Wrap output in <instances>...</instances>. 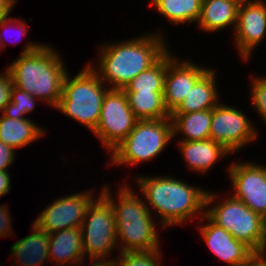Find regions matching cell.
Masks as SVG:
<instances>
[{
	"mask_svg": "<svg viewBox=\"0 0 266 266\" xmlns=\"http://www.w3.org/2000/svg\"><path fill=\"white\" fill-rule=\"evenodd\" d=\"M162 249L150 251L119 252L115 261L117 266H163Z\"/></svg>",
	"mask_w": 266,
	"mask_h": 266,
	"instance_id": "4316f807",
	"label": "cell"
},
{
	"mask_svg": "<svg viewBox=\"0 0 266 266\" xmlns=\"http://www.w3.org/2000/svg\"><path fill=\"white\" fill-rule=\"evenodd\" d=\"M157 13L175 26L196 25L202 8V0H155L152 4Z\"/></svg>",
	"mask_w": 266,
	"mask_h": 266,
	"instance_id": "603a6c76",
	"label": "cell"
},
{
	"mask_svg": "<svg viewBox=\"0 0 266 266\" xmlns=\"http://www.w3.org/2000/svg\"><path fill=\"white\" fill-rule=\"evenodd\" d=\"M172 140L171 118L138 120L128 136L109 153L107 166L132 168L151 162L164 152Z\"/></svg>",
	"mask_w": 266,
	"mask_h": 266,
	"instance_id": "52a82bcc",
	"label": "cell"
},
{
	"mask_svg": "<svg viewBox=\"0 0 266 266\" xmlns=\"http://www.w3.org/2000/svg\"><path fill=\"white\" fill-rule=\"evenodd\" d=\"M36 101L39 102L33 95L13 86L11 101L4 107L2 114L13 119L28 118L26 115L31 114L38 104Z\"/></svg>",
	"mask_w": 266,
	"mask_h": 266,
	"instance_id": "484cf974",
	"label": "cell"
},
{
	"mask_svg": "<svg viewBox=\"0 0 266 266\" xmlns=\"http://www.w3.org/2000/svg\"><path fill=\"white\" fill-rule=\"evenodd\" d=\"M167 52L149 69L139 73L124 88V92H164Z\"/></svg>",
	"mask_w": 266,
	"mask_h": 266,
	"instance_id": "d4e9b609",
	"label": "cell"
},
{
	"mask_svg": "<svg viewBox=\"0 0 266 266\" xmlns=\"http://www.w3.org/2000/svg\"><path fill=\"white\" fill-rule=\"evenodd\" d=\"M3 51V44H2V40L0 38V52Z\"/></svg>",
	"mask_w": 266,
	"mask_h": 266,
	"instance_id": "8d00e7d4",
	"label": "cell"
},
{
	"mask_svg": "<svg viewBox=\"0 0 266 266\" xmlns=\"http://www.w3.org/2000/svg\"><path fill=\"white\" fill-rule=\"evenodd\" d=\"M11 29H13V31H10ZM9 32H15V34L18 33V34L21 35V36H19L17 34L19 36V38L21 37L20 40H18V39L16 40V38L15 37L13 38V36L11 35L12 36L11 38L14 39L13 40L14 45H16V44L19 43V41H21L23 39V37H26L27 38V34H28L27 32H29L28 31V23H26V20L24 21L21 18H16V17H13V16L10 17V15L7 18L3 19L0 22V38L2 40L3 49L6 48L7 45H8V42L6 43V41L7 40L10 41V39H11L10 37H9V39L7 37V35L9 34ZM17 35H16V37H17ZM11 41H12V39H11Z\"/></svg>",
	"mask_w": 266,
	"mask_h": 266,
	"instance_id": "f1b7e54d",
	"label": "cell"
},
{
	"mask_svg": "<svg viewBox=\"0 0 266 266\" xmlns=\"http://www.w3.org/2000/svg\"><path fill=\"white\" fill-rule=\"evenodd\" d=\"M137 121L123 89H109L103 98L98 125L92 133L110 153L128 136Z\"/></svg>",
	"mask_w": 266,
	"mask_h": 266,
	"instance_id": "9c48e42d",
	"label": "cell"
},
{
	"mask_svg": "<svg viewBox=\"0 0 266 266\" xmlns=\"http://www.w3.org/2000/svg\"><path fill=\"white\" fill-rule=\"evenodd\" d=\"M133 178L145 205L154 217L157 216L156 219H159L157 222L164 229L183 226L184 223L197 218L199 220L205 214L209 189L197 187L168 174L162 176L140 174Z\"/></svg>",
	"mask_w": 266,
	"mask_h": 266,
	"instance_id": "7a4b0ae2",
	"label": "cell"
},
{
	"mask_svg": "<svg viewBox=\"0 0 266 266\" xmlns=\"http://www.w3.org/2000/svg\"><path fill=\"white\" fill-rule=\"evenodd\" d=\"M250 266H266V250L254 252Z\"/></svg>",
	"mask_w": 266,
	"mask_h": 266,
	"instance_id": "e575fe53",
	"label": "cell"
},
{
	"mask_svg": "<svg viewBox=\"0 0 266 266\" xmlns=\"http://www.w3.org/2000/svg\"><path fill=\"white\" fill-rule=\"evenodd\" d=\"M149 32L130 39H118V42L103 41L100 44L96 56L98 59L89 61L88 65L109 89H123L170 49V42L166 41L163 32Z\"/></svg>",
	"mask_w": 266,
	"mask_h": 266,
	"instance_id": "6da1fadb",
	"label": "cell"
},
{
	"mask_svg": "<svg viewBox=\"0 0 266 266\" xmlns=\"http://www.w3.org/2000/svg\"><path fill=\"white\" fill-rule=\"evenodd\" d=\"M45 128L28 118L13 119L0 114V141L15 150L44 138Z\"/></svg>",
	"mask_w": 266,
	"mask_h": 266,
	"instance_id": "44dd1931",
	"label": "cell"
},
{
	"mask_svg": "<svg viewBox=\"0 0 266 266\" xmlns=\"http://www.w3.org/2000/svg\"><path fill=\"white\" fill-rule=\"evenodd\" d=\"M49 260L55 266H79L84 256L81 228L63 229L49 234Z\"/></svg>",
	"mask_w": 266,
	"mask_h": 266,
	"instance_id": "ac0fdd59",
	"label": "cell"
},
{
	"mask_svg": "<svg viewBox=\"0 0 266 266\" xmlns=\"http://www.w3.org/2000/svg\"><path fill=\"white\" fill-rule=\"evenodd\" d=\"M90 261L88 263L89 265L87 266H117V263L113 257L112 259H94ZM84 264L85 263L82 262L79 266H83Z\"/></svg>",
	"mask_w": 266,
	"mask_h": 266,
	"instance_id": "d590c367",
	"label": "cell"
},
{
	"mask_svg": "<svg viewBox=\"0 0 266 266\" xmlns=\"http://www.w3.org/2000/svg\"><path fill=\"white\" fill-rule=\"evenodd\" d=\"M85 259H112L118 250L116 222L110 202L100 193L88 206L80 227Z\"/></svg>",
	"mask_w": 266,
	"mask_h": 266,
	"instance_id": "ba28073f",
	"label": "cell"
},
{
	"mask_svg": "<svg viewBox=\"0 0 266 266\" xmlns=\"http://www.w3.org/2000/svg\"><path fill=\"white\" fill-rule=\"evenodd\" d=\"M16 156L14 148L0 141V171L10 169L15 163Z\"/></svg>",
	"mask_w": 266,
	"mask_h": 266,
	"instance_id": "1f68e13d",
	"label": "cell"
},
{
	"mask_svg": "<svg viewBox=\"0 0 266 266\" xmlns=\"http://www.w3.org/2000/svg\"><path fill=\"white\" fill-rule=\"evenodd\" d=\"M266 74L264 75H253L250 76V89L248 95L252 108L259 115L262 123L266 125ZM264 121V122H263Z\"/></svg>",
	"mask_w": 266,
	"mask_h": 266,
	"instance_id": "83f0119b",
	"label": "cell"
},
{
	"mask_svg": "<svg viewBox=\"0 0 266 266\" xmlns=\"http://www.w3.org/2000/svg\"><path fill=\"white\" fill-rule=\"evenodd\" d=\"M0 72V113H2L4 107L11 101V92L14 85L11 74L6 69Z\"/></svg>",
	"mask_w": 266,
	"mask_h": 266,
	"instance_id": "f546056e",
	"label": "cell"
},
{
	"mask_svg": "<svg viewBox=\"0 0 266 266\" xmlns=\"http://www.w3.org/2000/svg\"><path fill=\"white\" fill-rule=\"evenodd\" d=\"M24 46L19 56L4 69L11 74L15 87L55 109L62 96L63 81L68 72L65 59L50 44L27 39Z\"/></svg>",
	"mask_w": 266,
	"mask_h": 266,
	"instance_id": "3957f363",
	"label": "cell"
},
{
	"mask_svg": "<svg viewBox=\"0 0 266 266\" xmlns=\"http://www.w3.org/2000/svg\"><path fill=\"white\" fill-rule=\"evenodd\" d=\"M124 183L118 185L119 189H114L115 192L109 183L100 189L114 212L119 252L161 249L159 228L161 226L160 229H165L157 224V219L145 205L141 193L136 192L129 183Z\"/></svg>",
	"mask_w": 266,
	"mask_h": 266,
	"instance_id": "277c9868",
	"label": "cell"
},
{
	"mask_svg": "<svg viewBox=\"0 0 266 266\" xmlns=\"http://www.w3.org/2000/svg\"><path fill=\"white\" fill-rule=\"evenodd\" d=\"M212 109L185 114H171L173 141H196L210 138ZM178 134V136H177ZM176 136V138H175Z\"/></svg>",
	"mask_w": 266,
	"mask_h": 266,
	"instance_id": "7402d4cb",
	"label": "cell"
},
{
	"mask_svg": "<svg viewBox=\"0 0 266 266\" xmlns=\"http://www.w3.org/2000/svg\"><path fill=\"white\" fill-rule=\"evenodd\" d=\"M211 69L191 88L183 102L172 114H185L213 109L220 101L217 72Z\"/></svg>",
	"mask_w": 266,
	"mask_h": 266,
	"instance_id": "ffe728a7",
	"label": "cell"
},
{
	"mask_svg": "<svg viewBox=\"0 0 266 266\" xmlns=\"http://www.w3.org/2000/svg\"><path fill=\"white\" fill-rule=\"evenodd\" d=\"M214 191L208 190L205 214L254 252L265 251L266 220L230 193L221 198V193Z\"/></svg>",
	"mask_w": 266,
	"mask_h": 266,
	"instance_id": "8992f818",
	"label": "cell"
},
{
	"mask_svg": "<svg viewBox=\"0 0 266 266\" xmlns=\"http://www.w3.org/2000/svg\"><path fill=\"white\" fill-rule=\"evenodd\" d=\"M244 110L220 102L212 109L210 139L232 154L258 141V128ZM238 151V152H237Z\"/></svg>",
	"mask_w": 266,
	"mask_h": 266,
	"instance_id": "30bf717a",
	"label": "cell"
},
{
	"mask_svg": "<svg viewBox=\"0 0 266 266\" xmlns=\"http://www.w3.org/2000/svg\"><path fill=\"white\" fill-rule=\"evenodd\" d=\"M199 234L211 252L226 266H250L254 251L214 223L206 214L200 219ZM207 222V223H206Z\"/></svg>",
	"mask_w": 266,
	"mask_h": 266,
	"instance_id": "9a60e30c",
	"label": "cell"
},
{
	"mask_svg": "<svg viewBox=\"0 0 266 266\" xmlns=\"http://www.w3.org/2000/svg\"><path fill=\"white\" fill-rule=\"evenodd\" d=\"M9 170L0 171V198L11 192V174Z\"/></svg>",
	"mask_w": 266,
	"mask_h": 266,
	"instance_id": "d6a6232c",
	"label": "cell"
},
{
	"mask_svg": "<svg viewBox=\"0 0 266 266\" xmlns=\"http://www.w3.org/2000/svg\"><path fill=\"white\" fill-rule=\"evenodd\" d=\"M235 49L243 62L252 59L255 49L266 38V3L264 0H242L233 32Z\"/></svg>",
	"mask_w": 266,
	"mask_h": 266,
	"instance_id": "4fadbf2b",
	"label": "cell"
},
{
	"mask_svg": "<svg viewBox=\"0 0 266 266\" xmlns=\"http://www.w3.org/2000/svg\"><path fill=\"white\" fill-rule=\"evenodd\" d=\"M176 146H178L176 148L179 149V153L181 152L186 168L201 175L213 170L214 165L223 158L232 156V153L223 145L210 138L196 141H177Z\"/></svg>",
	"mask_w": 266,
	"mask_h": 266,
	"instance_id": "2e32d148",
	"label": "cell"
},
{
	"mask_svg": "<svg viewBox=\"0 0 266 266\" xmlns=\"http://www.w3.org/2000/svg\"><path fill=\"white\" fill-rule=\"evenodd\" d=\"M176 52L167 51V69L164 80V102L172 114L183 102L191 88L211 69L194 64L192 60L179 58Z\"/></svg>",
	"mask_w": 266,
	"mask_h": 266,
	"instance_id": "5bb4252c",
	"label": "cell"
},
{
	"mask_svg": "<svg viewBox=\"0 0 266 266\" xmlns=\"http://www.w3.org/2000/svg\"><path fill=\"white\" fill-rule=\"evenodd\" d=\"M94 190L84 189L57 197L41 210L34 222L49 234L63 229L80 228L88 206L96 198Z\"/></svg>",
	"mask_w": 266,
	"mask_h": 266,
	"instance_id": "7c38bea8",
	"label": "cell"
},
{
	"mask_svg": "<svg viewBox=\"0 0 266 266\" xmlns=\"http://www.w3.org/2000/svg\"><path fill=\"white\" fill-rule=\"evenodd\" d=\"M9 204H0V238L13 235Z\"/></svg>",
	"mask_w": 266,
	"mask_h": 266,
	"instance_id": "4dcf8cb0",
	"label": "cell"
},
{
	"mask_svg": "<svg viewBox=\"0 0 266 266\" xmlns=\"http://www.w3.org/2000/svg\"><path fill=\"white\" fill-rule=\"evenodd\" d=\"M228 165L229 193L266 220V165L240 160Z\"/></svg>",
	"mask_w": 266,
	"mask_h": 266,
	"instance_id": "8fae6325",
	"label": "cell"
},
{
	"mask_svg": "<svg viewBox=\"0 0 266 266\" xmlns=\"http://www.w3.org/2000/svg\"><path fill=\"white\" fill-rule=\"evenodd\" d=\"M241 1L202 0L201 13L196 23L199 31L216 33L226 28L230 30L232 28V32H234Z\"/></svg>",
	"mask_w": 266,
	"mask_h": 266,
	"instance_id": "d6986e66",
	"label": "cell"
},
{
	"mask_svg": "<svg viewBox=\"0 0 266 266\" xmlns=\"http://www.w3.org/2000/svg\"><path fill=\"white\" fill-rule=\"evenodd\" d=\"M31 230L30 235L17 240L10 247L9 256L14 258L12 266H44V263H50L49 233L34 221Z\"/></svg>",
	"mask_w": 266,
	"mask_h": 266,
	"instance_id": "e0dca14e",
	"label": "cell"
},
{
	"mask_svg": "<svg viewBox=\"0 0 266 266\" xmlns=\"http://www.w3.org/2000/svg\"><path fill=\"white\" fill-rule=\"evenodd\" d=\"M17 1L19 0H0V22L11 15L14 6L18 3Z\"/></svg>",
	"mask_w": 266,
	"mask_h": 266,
	"instance_id": "836d02e7",
	"label": "cell"
},
{
	"mask_svg": "<svg viewBox=\"0 0 266 266\" xmlns=\"http://www.w3.org/2000/svg\"><path fill=\"white\" fill-rule=\"evenodd\" d=\"M108 90V86L86 63L73 78L69 71L66 73L62 96L54 110L93 132L98 125L103 98Z\"/></svg>",
	"mask_w": 266,
	"mask_h": 266,
	"instance_id": "5b68a950",
	"label": "cell"
},
{
	"mask_svg": "<svg viewBox=\"0 0 266 266\" xmlns=\"http://www.w3.org/2000/svg\"><path fill=\"white\" fill-rule=\"evenodd\" d=\"M128 104L138 120L171 118L163 92H125Z\"/></svg>",
	"mask_w": 266,
	"mask_h": 266,
	"instance_id": "cb8c5ba5",
	"label": "cell"
}]
</instances>
